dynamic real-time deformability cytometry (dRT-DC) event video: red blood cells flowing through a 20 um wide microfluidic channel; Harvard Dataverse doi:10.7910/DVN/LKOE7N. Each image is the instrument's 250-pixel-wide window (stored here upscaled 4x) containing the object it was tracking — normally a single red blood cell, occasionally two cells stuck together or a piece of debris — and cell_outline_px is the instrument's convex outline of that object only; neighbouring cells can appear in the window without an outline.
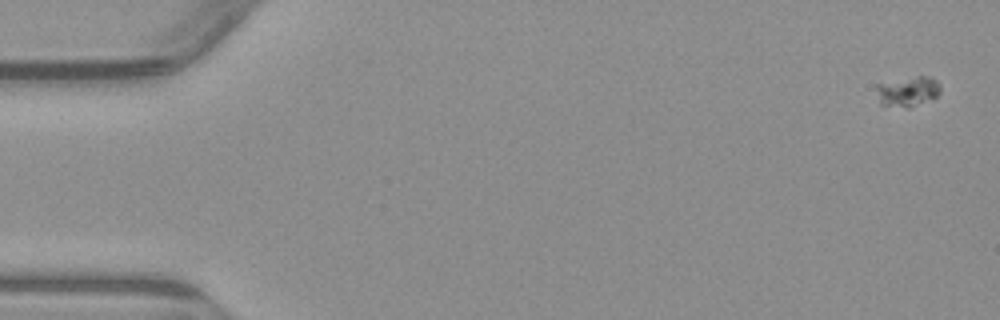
{"species": "common noctule bat (a hibernating species)", "species_latin": "Nyctalus noctula", "temperature_condition": "warm", "stored_images_in_passage": 4, "camera_frame_rate_fps": 3000, "um_per_image_px": 0.085, "animal": {"sex": "male", "body_mass_g": 23.1, "forearm_length_mm": 52.7}, "frame": {"image": 1, "passage_image": 1, "time_ms": 0.0, "image_size_px": [1000, 320], "cell_outline_px": [[940, 92], [936, 96], [912, 108], [908, 108], [880, 104], [876, 88], [876, 84], [920, 76], [932, 76], [940, 84]], "centroid_in_image_um": [77.18, 7.78], "position_along_channel_um": 7.8, "area_um2": 11.1}}
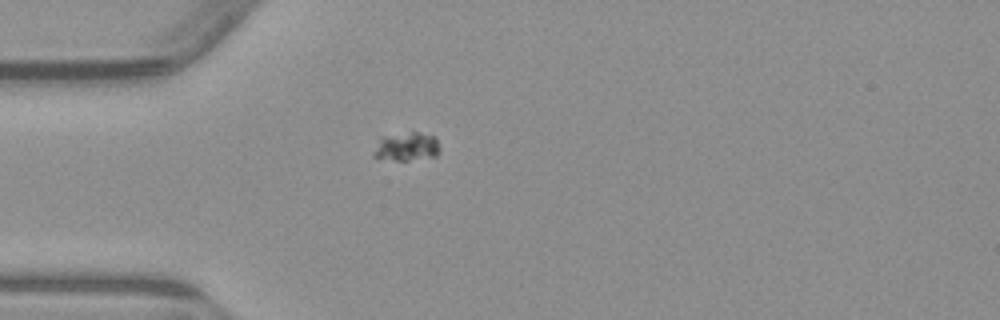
{"frame": {"image": 2, "passage_image": 4, "time_ms": 4.667, "image_size_px": [1000, 320], "cell_outline_px": [[440, 148], [436, 156], [408, 160], [396, 160], [372, 156], [372, 152], [380, 136], [412, 132], [420, 132], [436, 136]], "centroid_in_image_um": [34.56, 12.44], "position_along_channel_um": 50.4, "area_um2": 11.1}}